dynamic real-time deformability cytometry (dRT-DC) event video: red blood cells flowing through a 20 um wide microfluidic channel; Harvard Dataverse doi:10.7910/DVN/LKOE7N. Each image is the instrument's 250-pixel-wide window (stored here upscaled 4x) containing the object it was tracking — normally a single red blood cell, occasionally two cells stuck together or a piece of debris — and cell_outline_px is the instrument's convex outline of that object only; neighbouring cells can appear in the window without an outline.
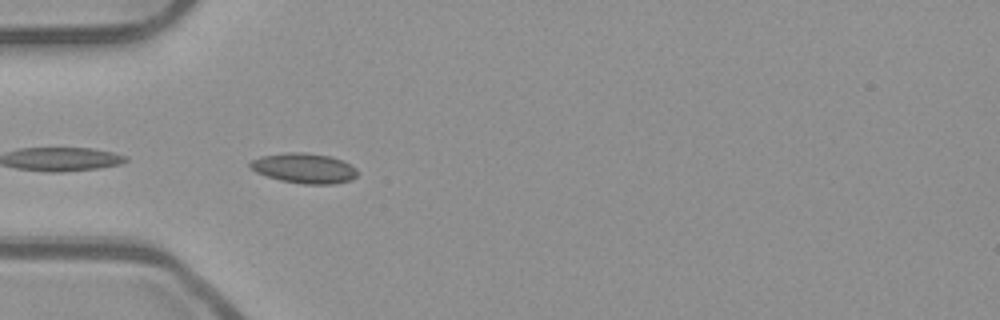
{"species": "common noctule bat (a hibernating species)", "species_latin": "Nyctalus noctula", "temperature_condition": "room temperature", "stored_images_in_passage": 12, "camera_frame_rate_fps": 3000, "um_per_image_px": 0.085, "animal": {"sex": "male", "body_mass_g": 23.1, "forearm_length_mm": 52.7}, "frame": {"image": 1, "passage_image": 1, "time_ms": 0.0, "image_size_px": [1000, 320], "cell_outline_px": [[356, 176], [352, 180], [332, 184], [304, 184], [280, 180], [256, 172], [248, 168], [248, 164], [252, 160], [260, 156], [288, 152], [304, 152], [332, 156], [344, 160], [356, 168]], "centroid_in_image_um": [25.85, 14.29], "position_along_channel_um": 59.1, "area_um2": 18.96}}